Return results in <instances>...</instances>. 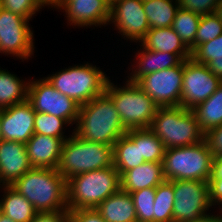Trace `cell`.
I'll use <instances>...</instances> for the list:
<instances>
[{"mask_svg":"<svg viewBox=\"0 0 222 222\" xmlns=\"http://www.w3.org/2000/svg\"><path fill=\"white\" fill-rule=\"evenodd\" d=\"M65 1H68V0H55L54 4L51 6V7H54L56 9H59V7L65 2Z\"/></svg>","mask_w":222,"mask_h":222,"instance_id":"obj_45","label":"cell"},{"mask_svg":"<svg viewBox=\"0 0 222 222\" xmlns=\"http://www.w3.org/2000/svg\"><path fill=\"white\" fill-rule=\"evenodd\" d=\"M164 180L162 162H144L120 176L121 189L128 193L156 188Z\"/></svg>","mask_w":222,"mask_h":222,"instance_id":"obj_19","label":"cell"},{"mask_svg":"<svg viewBox=\"0 0 222 222\" xmlns=\"http://www.w3.org/2000/svg\"><path fill=\"white\" fill-rule=\"evenodd\" d=\"M125 134L134 143H139V151L145 162H162L165 147L150 129H131Z\"/></svg>","mask_w":222,"mask_h":222,"instance_id":"obj_27","label":"cell"},{"mask_svg":"<svg viewBox=\"0 0 222 222\" xmlns=\"http://www.w3.org/2000/svg\"><path fill=\"white\" fill-rule=\"evenodd\" d=\"M68 210L96 209L121 188L120 174L113 167L72 176L66 181Z\"/></svg>","mask_w":222,"mask_h":222,"instance_id":"obj_3","label":"cell"},{"mask_svg":"<svg viewBox=\"0 0 222 222\" xmlns=\"http://www.w3.org/2000/svg\"><path fill=\"white\" fill-rule=\"evenodd\" d=\"M205 140L212 151L213 156L222 155V125L205 133Z\"/></svg>","mask_w":222,"mask_h":222,"instance_id":"obj_39","label":"cell"},{"mask_svg":"<svg viewBox=\"0 0 222 222\" xmlns=\"http://www.w3.org/2000/svg\"><path fill=\"white\" fill-rule=\"evenodd\" d=\"M114 167L120 176L145 162L139 151V143H134L126 134L113 145Z\"/></svg>","mask_w":222,"mask_h":222,"instance_id":"obj_26","label":"cell"},{"mask_svg":"<svg viewBox=\"0 0 222 222\" xmlns=\"http://www.w3.org/2000/svg\"><path fill=\"white\" fill-rule=\"evenodd\" d=\"M222 83L206 65L192 58L184 60L183 84L180 106L192 110L206 101Z\"/></svg>","mask_w":222,"mask_h":222,"instance_id":"obj_12","label":"cell"},{"mask_svg":"<svg viewBox=\"0 0 222 222\" xmlns=\"http://www.w3.org/2000/svg\"><path fill=\"white\" fill-rule=\"evenodd\" d=\"M156 188H144L130 193L136 209L137 222H154Z\"/></svg>","mask_w":222,"mask_h":222,"instance_id":"obj_31","label":"cell"},{"mask_svg":"<svg viewBox=\"0 0 222 222\" xmlns=\"http://www.w3.org/2000/svg\"><path fill=\"white\" fill-rule=\"evenodd\" d=\"M219 18L222 20V0L219 2L216 12H215Z\"/></svg>","mask_w":222,"mask_h":222,"instance_id":"obj_43","label":"cell"},{"mask_svg":"<svg viewBox=\"0 0 222 222\" xmlns=\"http://www.w3.org/2000/svg\"><path fill=\"white\" fill-rule=\"evenodd\" d=\"M222 34V20L216 13L201 15L195 36V48Z\"/></svg>","mask_w":222,"mask_h":222,"instance_id":"obj_33","label":"cell"},{"mask_svg":"<svg viewBox=\"0 0 222 222\" xmlns=\"http://www.w3.org/2000/svg\"><path fill=\"white\" fill-rule=\"evenodd\" d=\"M173 181L164 180L156 187L154 201V222H173Z\"/></svg>","mask_w":222,"mask_h":222,"instance_id":"obj_30","label":"cell"},{"mask_svg":"<svg viewBox=\"0 0 222 222\" xmlns=\"http://www.w3.org/2000/svg\"><path fill=\"white\" fill-rule=\"evenodd\" d=\"M30 222H69V211L37 212Z\"/></svg>","mask_w":222,"mask_h":222,"instance_id":"obj_40","label":"cell"},{"mask_svg":"<svg viewBox=\"0 0 222 222\" xmlns=\"http://www.w3.org/2000/svg\"><path fill=\"white\" fill-rule=\"evenodd\" d=\"M30 20L0 7V53L28 59L34 50Z\"/></svg>","mask_w":222,"mask_h":222,"instance_id":"obj_13","label":"cell"},{"mask_svg":"<svg viewBox=\"0 0 222 222\" xmlns=\"http://www.w3.org/2000/svg\"><path fill=\"white\" fill-rule=\"evenodd\" d=\"M28 85L15 74L0 69V109L26 101Z\"/></svg>","mask_w":222,"mask_h":222,"instance_id":"obj_28","label":"cell"},{"mask_svg":"<svg viewBox=\"0 0 222 222\" xmlns=\"http://www.w3.org/2000/svg\"><path fill=\"white\" fill-rule=\"evenodd\" d=\"M201 15L179 8L171 28L180 36L184 44L192 52L195 49V36Z\"/></svg>","mask_w":222,"mask_h":222,"instance_id":"obj_29","label":"cell"},{"mask_svg":"<svg viewBox=\"0 0 222 222\" xmlns=\"http://www.w3.org/2000/svg\"><path fill=\"white\" fill-rule=\"evenodd\" d=\"M35 115L28 100L1 109L2 139L26 143L34 134Z\"/></svg>","mask_w":222,"mask_h":222,"instance_id":"obj_15","label":"cell"},{"mask_svg":"<svg viewBox=\"0 0 222 222\" xmlns=\"http://www.w3.org/2000/svg\"><path fill=\"white\" fill-rule=\"evenodd\" d=\"M192 111L204 133L222 125V83L206 101L197 105Z\"/></svg>","mask_w":222,"mask_h":222,"instance_id":"obj_24","label":"cell"},{"mask_svg":"<svg viewBox=\"0 0 222 222\" xmlns=\"http://www.w3.org/2000/svg\"><path fill=\"white\" fill-rule=\"evenodd\" d=\"M60 8L65 10L71 25L91 27L109 23L110 0H68Z\"/></svg>","mask_w":222,"mask_h":222,"instance_id":"obj_16","label":"cell"},{"mask_svg":"<svg viewBox=\"0 0 222 222\" xmlns=\"http://www.w3.org/2000/svg\"><path fill=\"white\" fill-rule=\"evenodd\" d=\"M165 149L197 144L205 139L192 110L177 107H158L149 128Z\"/></svg>","mask_w":222,"mask_h":222,"instance_id":"obj_4","label":"cell"},{"mask_svg":"<svg viewBox=\"0 0 222 222\" xmlns=\"http://www.w3.org/2000/svg\"><path fill=\"white\" fill-rule=\"evenodd\" d=\"M46 79L60 93L72 98L79 105L86 104L102 95L109 80L96 65L88 63L69 67Z\"/></svg>","mask_w":222,"mask_h":222,"instance_id":"obj_8","label":"cell"},{"mask_svg":"<svg viewBox=\"0 0 222 222\" xmlns=\"http://www.w3.org/2000/svg\"><path fill=\"white\" fill-rule=\"evenodd\" d=\"M190 222H222V216L221 214L218 216L215 215H205L202 218H199L198 220L195 221H190Z\"/></svg>","mask_w":222,"mask_h":222,"instance_id":"obj_42","label":"cell"},{"mask_svg":"<svg viewBox=\"0 0 222 222\" xmlns=\"http://www.w3.org/2000/svg\"><path fill=\"white\" fill-rule=\"evenodd\" d=\"M126 82V86L117 87L109 79L105 93L112 99L126 130L147 129L158 106L136 82Z\"/></svg>","mask_w":222,"mask_h":222,"instance_id":"obj_7","label":"cell"},{"mask_svg":"<svg viewBox=\"0 0 222 222\" xmlns=\"http://www.w3.org/2000/svg\"><path fill=\"white\" fill-rule=\"evenodd\" d=\"M74 133L81 139L113 146L124 135V128L112 99L104 92L80 105Z\"/></svg>","mask_w":222,"mask_h":222,"instance_id":"obj_2","label":"cell"},{"mask_svg":"<svg viewBox=\"0 0 222 222\" xmlns=\"http://www.w3.org/2000/svg\"><path fill=\"white\" fill-rule=\"evenodd\" d=\"M143 0V8L150 29L171 27L180 8L178 0Z\"/></svg>","mask_w":222,"mask_h":222,"instance_id":"obj_25","label":"cell"},{"mask_svg":"<svg viewBox=\"0 0 222 222\" xmlns=\"http://www.w3.org/2000/svg\"><path fill=\"white\" fill-rule=\"evenodd\" d=\"M96 210L107 222H137L132 197L121 188L101 202Z\"/></svg>","mask_w":222,"mask_h":222,"instance_id":"obj_21","label":"cell"},{"mask_svg":"<svg viewBox=\"0 0 222 222\" xmlns=\"http://www.w3.org/2000/svg\"><path fill=\"white\" fill-rule=\"evenodd\" d=\"M206 66L214 75L222 80V58L214 59L210 61Z\"/></svg>","mask_w":222,"mask_h":222,"instance_id":"obj_41","label":"cell"},{"mask_svg":"<svg viewBox=\"0 0 222 222\" xmlns=\"http://www.w3.org/2000/svg\"><path fill=\"white\" fill-rule=\"evenodd\" d=\"M142 49L143 51H138L136 56L139 58H137L138 65L135 66L137 68L132 70V76H128L127 80L130 82H136L143 75L178 66L182 62L176 54Z\"/></svg>","mask_w":222,"mask_h":222,"instance_id":"obj_22","label":"cell"},{"mask_svg":"<svg viewBox=\"0 0 222 222\" xmlns=\"http://www.w3.org/2000/svg\"><path fill=\"white\" fill-rule=\"evenodd\" d=\"M191 58L200 64L207 65L214 59L222 58V34L213 40L204 42L191 52Z\"/></svg>","mask_w":222,"mask_h":222,"instance_id":"obj_34","label":"cell"},{"mask_svg":"<svg viewBox=\"0 0 222 222\" xmlns=\"http://www.w3.org/2000/svg\"><path fill=\"white\" fill-rule=\"evenodd\" d=\"M184 60L178 65L140 77L137 85L158 107H177L181 103Z\"/></svg>","mask_w":222,"mask_h":222,"instance_id":"obj_11","label":"cell"},{"mask_svg":"<svg viewBox=\"0 0 222 222\" xmlns=\"http://www.w3.org/2000/svg\"><path fill=\"white\" fill-rule=\"evenodd\" d=\"M0 117H1V109H0ZM2 140V136H1V125H0V141Z\"/></svg>","mask_w":222,"mask_h":222,"instance_id":"obj_47","label":"cell"},{"mask_svg":"<svg viewBox=\"0 0 222 222\" xmlns=\"http://www.w3.org/2000/svg\"><path fill=\"white\" fill-rule=\"evenodd\" d=\"M69 211V222H107L94 209H77Z\"/></svg>","mask_w":222,"mask_h":222,"instance_id":"obj_38","label":"cell"},{"mask_svg":"<svg viewBox=\"0 0 222 222\" xmlns=\"http://www.w3.org/2000/svg\"><path fill=\"white\" fill-rule=\"evenodd\" d=\"M64 124L69 125L65 119L47 113L36 112L34 118V133L62 138L65 141L68 138H65V135H63L64 132H62Z\"/></svg>","mask_w":222,"mask_h":222,"instance_id":"obj_32","label":"cell"},{"mask_svg":"<svg viewBox=\"0 0 222 222\" xmlns=\"http://www.w3.org/2000/svg\"><path fill=\"white\" fill-rule=\"evenodd\" d=\"M32 168L25 143L3 139L0 141V182L3 186H12Z\"/></svg>","mask_w":222,"mask_h":222,"instance_id":"obj_17","label":"cell"},{"mask_svg":"<svg viewBox=\"0 0 222 222\" xmlns=\"http://www.w3.org/2000/svg\"><path fill=\"white\" fill-rule=\"evenodd\" d=\"M63 142L62 138L34 133L25 143L32 167L57 169Z\"/></svg>","mask_w":222,"mask_h":222,"instance_id":"obj_18","label":"cell"},{"mask_svg":"<svg viewBox=\"0 0 222 222\" xmlns=\"http://www.w3.org/2000/svg\"><path fill=\"white\" fill-rule=\"evenodd\" d=\"M0 222H15L3 213L0 214Z\"/></svg>","mask_w":222,"mask_h":222,"instance_id":"obj_44","label":"cell"},{"mask_svg":"<svg viewBox=\"0 0 222 222\" xmlns=\"http://www.w3.org/2000/svg\"><path fill=\"white\" fill-rule=\"evenodd\" d=\"M45 4L40 0H0V7L28 20Z\"/></svg>","mask_w":222,"mask_h":222,"instance_id":"obj_35","label":"cell"},{"mask_svg":"<svg viewBox=\"0 0 222 222\" xmlns=\"http://www.w3.org/2000/svg\"><path fill=\"white\" fill-rule=\"evenodd\" d=\"M1 212L15 222H30L37 211L33 205L12 186H3Z\"/></svg>","mask_w":222,"mask_h":222,"instance_id":"obj_23","label":"cell"},{"mask_svg":"<svg viewBox=\"0 0 222 222\" xmlns=\"http://www.w3.org/2000/svg\"><path fill=\"white\" fill-rule=\"evenodd\" d=\"M173 222H190L207 215L211 206L208 182L173 180Z\"/></svg>","mask_w":222,"mask_h":222,"instance_id":"obj_9","label":"cell"},{"mask_svg":"<svg viewBox=\"0 0 222 222\" xmlns=\"http://www.w3.org/2000/svg\"><path fill=\"white\" fill-rule=\"evenodd\" d=\"M113 146L81 139L74 132L63 142L57 171L72 176L114 166Z\"/></svg>","mask_w":222,"mask_h":222,"instance_id":"obj_5","label":"cell"},{"mask_svg":"<svg viewBox=\"0 0 222 222\" xmlns=\"http://www.w3.org/2000/svg\"><path fill=\"white\" fill-rule=\"evenodd\" d=\"M140 42L142 48L176 54L182 61L191 58L190 49L171 27L149 29Z\"/></svg>","mask_w":222,"mask_h":222,"instance_id":"obj_20","label":"cell"},{"mask_svg":"<svg viewBox=\"0 0 222 222\" xmlns=\"http://www.w3.org/2000/svg\"><path fill=\"white\" fill-rule=\"evenodd\" d=\"M27 100L35 112H42L65 119L69 125L78 121L80 105L72 98L60 93L46 78L31 81Z\"/></svg>","mask_w":222,"mask_h":222,"instance_id":"obj_10","label":"cell"},{"mask_svg":"<svg viewBox=\"0 0 222 222\" xmlns=\"http://www.w3.org/2000/svg\"><path fill=\"white\" fill-rule=\"evenodd\" d=\"M213 157L205 139L191 146L165 149L162 160L164 178L208 182L213 172Z\"/></svg>","mask_w":222,"mask_h":222,"instance_id":"obj_6","label":"cell"},{"mask_svg":"<svg viewBox=\"0 0 222 222\" xmlns=\"http://www.w3.org/2000/svg\"><path fill=\"white\" fill-rule=\"evenodd\" d=\"M109 22L114 23L122 37L139 43L150 29L143 0H110Z\"/></svg>","mask_w":222,"mask_h":222,"instance_id":"obj_14","label":"cell"},{"mask_svg":"<svg viewBox=\"0 0 222 222\" xmlns=\"http://www.w3.org/2000/svg\"><path fill=\"white\" fill-rule=\"evenodd\" d=\"M12 187L24 196L37 212L68 211L64 176L54 168H32Z\"/></svg>","mask_w":222,"mask_h":222,"instance_id":"obj_1","label":"cell"},{"mask_svg":"<svg viewBox=\"0 0 222 222\" xmlns=\"http://www.w3.org/2000/svg\"><path fill=\"white\" fill-rule=\"evenodd\" d=\"M41 2H43L45 4V6L50 5L52 6L55 2V0H40Z\"/></svg>","mask_w":222,"mask_h":222,"instance_id":"obj_46","label":"cell"},{"mask_svg":"<svg viewBox=\"0 0 222 222\" xmlns=\"http://www.w3.org/2000/svg\"><path fill=\"white\" fill-rule=\"evenodd\" d=\"M209 200L214 206L222 204V155L213 157V172L208 181Z\"/></svg>","mask_w":222,"mask_h":222,"instance_id":"obj_36","label":"cell"},{"mask_svg":"<svg viewBox=\"0 0 222 222\" xmlns=\"http://www.w3.org/2000/svg\"><path fill=\"white\" fill-rule=\"evenodd\" d=\"M221 0H178L181 9H186L199 15L212 14L216 12Z\"/></svg>","mask_w":222,"mask_h":222,"instance_id":"obj_37","label":"cell"}]
</instances>
